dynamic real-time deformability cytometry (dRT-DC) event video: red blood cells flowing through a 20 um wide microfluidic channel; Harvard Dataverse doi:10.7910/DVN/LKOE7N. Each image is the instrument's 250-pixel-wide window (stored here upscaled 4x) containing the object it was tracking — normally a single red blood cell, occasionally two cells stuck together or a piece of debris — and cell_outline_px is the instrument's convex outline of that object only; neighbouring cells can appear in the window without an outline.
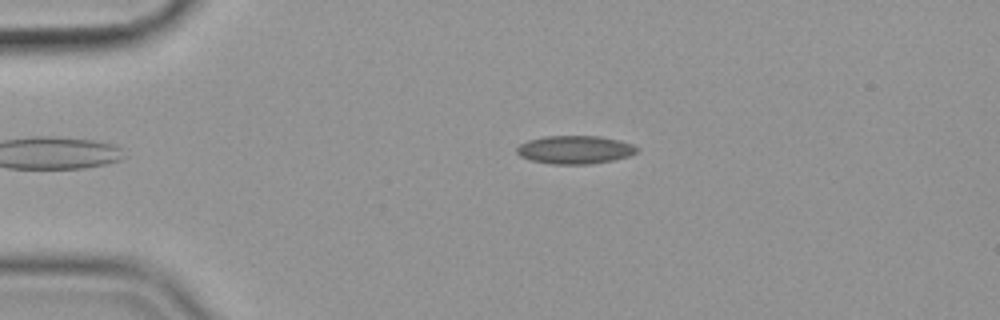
{"species": "common noctule bat (a hibernating species)", "species_latin": "Nyctalus noctula", "temperature_condition": "cold", "stored_images_in_passage": 55, "camera_frame_rate_fps": 3000, "um_per_image_px": 0.085, "animal": {"sex": "female", "body_mass_g": 19.9}, "frame": {"image": 1, "passage_image": 11, "time_ms": 3.333, "image_size_px": [1000, 320], "cell_outline_px": [[636, 152], [628, 156], [612, 160], [588, 164], [552, 164], [528, 160], [520, 156], [516, 152], [516, 148], [520, 144], [528, 140], [544, 136], [600, 136], [620, 140], [632, 144], [636, 148]], "centroid_in_image_um": [48.82, 12.72], "position_along_channel_um": 36.2, "area_um2": 19.71}}
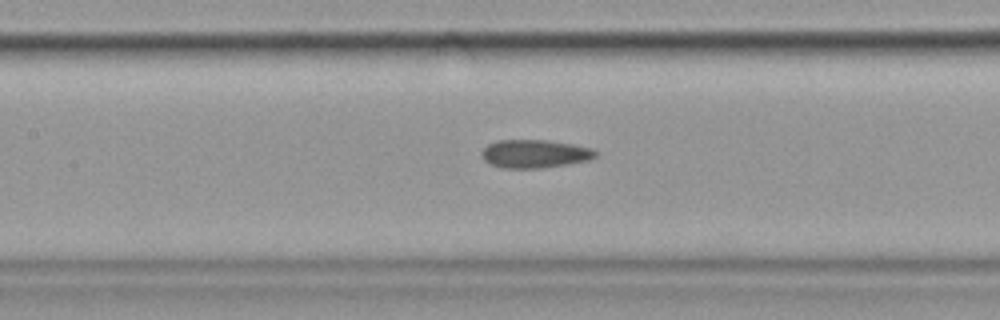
{"frame": {"image": 2, "passage_image": 25, "time_ms": 8.0, "image_size_px": [1000, 320], "cell_outline_px": [[596, 156], [588, 160], [568, 164], [544, 168], [504, 168], [488, 164], [480, 156], [480, 152], [488, 144], [496, 140], [548, 140], [572, 144], [592, 148], [596, 152]], "centroid_in_image_um": [45.4, 13.07], "position_along_channel_um": 162.0, "area_um2": 18.9}}
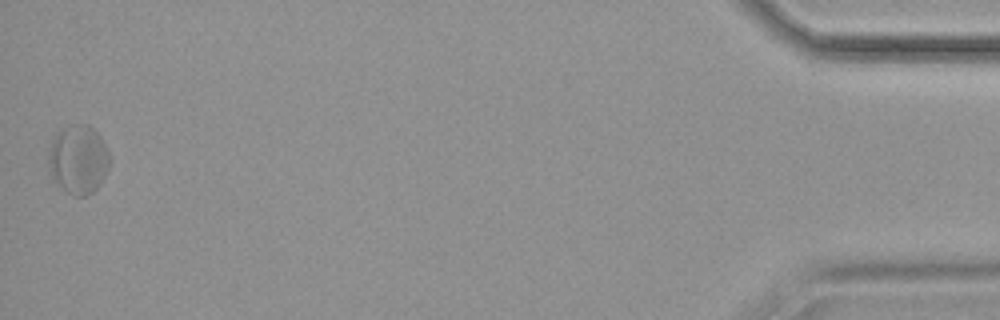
{"frame": {"image": 3, "passage_image": 55, "time_ms": 18.0, "image_size_px": [1000, 320], "cell_outline_px": [[112, 160], [100, 184], [92, 192], [84, 196], [72, 196], [52, 176], [48, 164], [48, 152], [52, 136], [56, 132], [80, 124], [88, 124], [104, 140], [108, 148]], "centroid_in_image_um": [6.68, 13.54], "position_along_channel_um": 428.5, "area_um2": 24.51}, "authors_computed_cell_mechanics": {"area_um2": 19.1896, "velocity_mm_per_s": 3.5432, "shape_relaxation_time_tau1_ms": 6.4923, "shape_relaxation_time_tau2_ms": 2.5108, "deformation_change_tau1": 0.1061, "deformation_change_tau2": 0.1022}}